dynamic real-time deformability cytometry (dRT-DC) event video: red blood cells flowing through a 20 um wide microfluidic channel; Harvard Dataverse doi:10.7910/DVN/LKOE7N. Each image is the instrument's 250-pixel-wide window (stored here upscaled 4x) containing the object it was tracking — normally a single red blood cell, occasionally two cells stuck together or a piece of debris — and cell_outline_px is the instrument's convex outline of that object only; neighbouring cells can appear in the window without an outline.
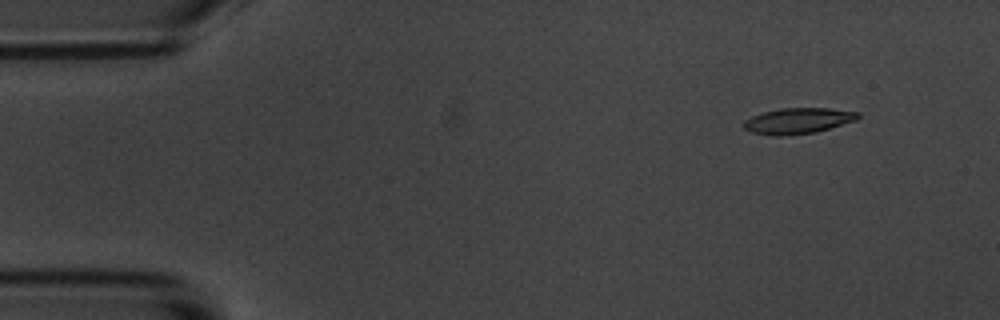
{"species": "common noctule bat (a hibernating species)", "species_latin": "Nyctalus noctula", "temperature_condition": "room temperature", "stored_images_in_passage": 4, "camera_frame_rate_fps": 3000, "um_per_image_px": 0.085, "animal": {"sex": "male", "body_mass_g": 20.1, "forearm_length_mm": 53.5}, "frame": {"image": 1, "passage_image": 1, "time_ms": 0.0, "image_size_px": [1000, 320], "cell_outline_px": [[860, 116], [856, 120], [816, 132], [780, 136], [772, 136], [752, 132], [744, 128], [744, 120], [752, 116], [764, 112], [780, 108], [828, 108], [860, 112]], "centroid_in_image_um": [67.83, 10.26], "position_along_channel_um": 17.2, "area_um2": 17.11}}